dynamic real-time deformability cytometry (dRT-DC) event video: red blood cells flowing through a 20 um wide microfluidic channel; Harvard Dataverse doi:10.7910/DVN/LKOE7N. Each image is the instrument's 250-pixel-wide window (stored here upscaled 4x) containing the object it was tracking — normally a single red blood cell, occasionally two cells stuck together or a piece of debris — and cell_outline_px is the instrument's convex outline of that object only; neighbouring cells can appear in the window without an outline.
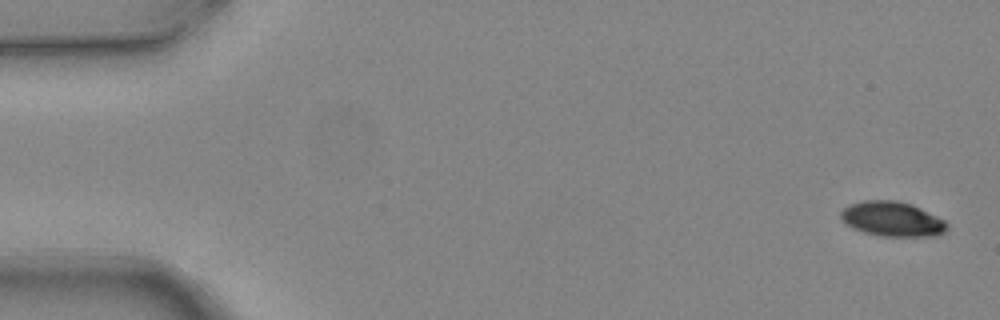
{"species": "common noctule bat (a hibernating species)", "species_latin": "Nyctalus noctula", "temperature_condition": "warm", "stored_images_in_passage": 4, "camera_frame_rate_fps": 3000, "um_per_image_px": 0.085, "animal": {"sex": "female", "body_mass_g": 24.6, "forearm_length_mm": 56.2}, "frame": {"image": 1, "passage_image": 1, "time_ms": 0.0, "image_size_px": [1000, 320], "cell_outline_px": [[948, 228], [944, 232], [936, 236], [880, 236], [864, 232], [848, 224], [840, 216], [840, 212], [848, 204], [864, 200], [896, 200], [912, 204], [944, 220], [948, 224]], "centroid_in_image_um": [75.86, 18.61], "position_along_channel_um": 9.1, "area_um2": 21.39}}